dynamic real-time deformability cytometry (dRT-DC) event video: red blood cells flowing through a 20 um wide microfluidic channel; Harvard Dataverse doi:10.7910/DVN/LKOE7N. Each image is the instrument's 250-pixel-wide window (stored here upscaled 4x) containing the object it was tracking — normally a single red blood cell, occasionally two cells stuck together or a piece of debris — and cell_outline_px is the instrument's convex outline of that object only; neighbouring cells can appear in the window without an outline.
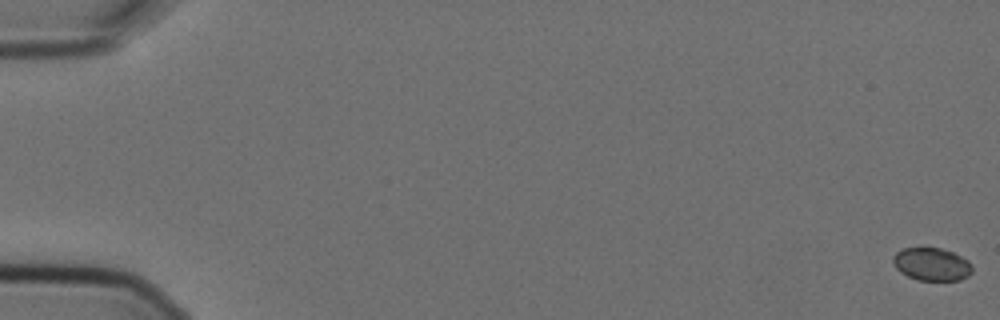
{"species": "Egyptian fruit bat (a non-hibernating species)", "species_latin": "Rousettus aegyptiacus", "temperature_condition": "cold", "stored_images_in_passage": 6, "camera_frame_rate_fps": 3000, "um_per_image_px": 0.085, "animal": {"sex": "female"}, "frame": {"image": 1, "passage_image": 1, "time_ms": 0.0, "image_size_px": [1000, 320], "cell_outline_px": [[972, 272], [968, 276], [960, 280], [916, 280], [900, 272], [896, 268], [892, 260], [892, 256], [896, 252], [904, 248], [940, 248], [952, 252], [968, 260], [972, 264]], "centroid_in_image_um": [79.19, 22.46], "position_along_channel_um": 5.8, "area_um2": 15.2}}